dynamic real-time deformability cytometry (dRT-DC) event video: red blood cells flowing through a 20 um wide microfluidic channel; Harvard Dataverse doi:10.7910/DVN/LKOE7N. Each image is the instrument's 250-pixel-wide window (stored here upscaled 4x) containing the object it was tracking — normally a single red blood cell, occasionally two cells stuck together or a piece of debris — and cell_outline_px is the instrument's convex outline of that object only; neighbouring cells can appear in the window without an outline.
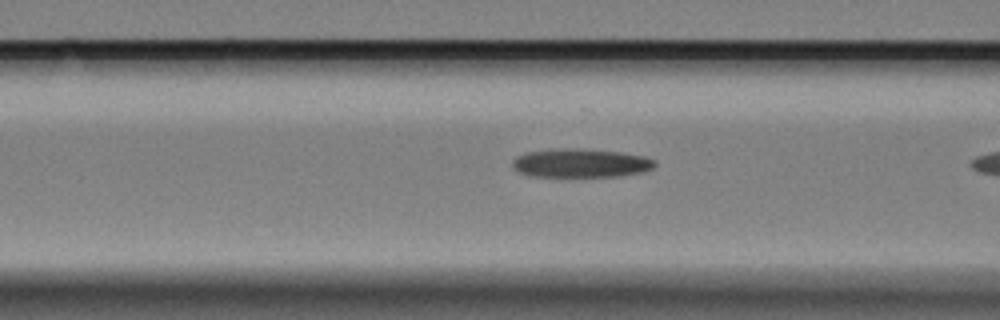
{"species": "Egyptian fruit bat (a non-hibernating species)", "species_latin": "Rousettus aegyptiacus", "temperature_condition": "cold", "stored_images_in_passage": 11, "camera_frame_rate_fps": 3000, "um_per_image_px": 0.085, "animal": {"sex": "female"}, "frame": {"image": 1, "passage_image": 9, "time_ms": 2.667, "image_size_px": [1000, 320], "cell_outline_px": [[656, 164], [652, 168], [640, 172], [616, 176], [528, 176], [512, 168], [512, 160], [516, 156], [528, 152], [564, 148], [568, 148], [620, 152], [644, 156], [656, 160]], "centroid_in_image_um": [49.33, 13.86], "position_along_channel_um": 117.3, "area_um2": 23.52}}